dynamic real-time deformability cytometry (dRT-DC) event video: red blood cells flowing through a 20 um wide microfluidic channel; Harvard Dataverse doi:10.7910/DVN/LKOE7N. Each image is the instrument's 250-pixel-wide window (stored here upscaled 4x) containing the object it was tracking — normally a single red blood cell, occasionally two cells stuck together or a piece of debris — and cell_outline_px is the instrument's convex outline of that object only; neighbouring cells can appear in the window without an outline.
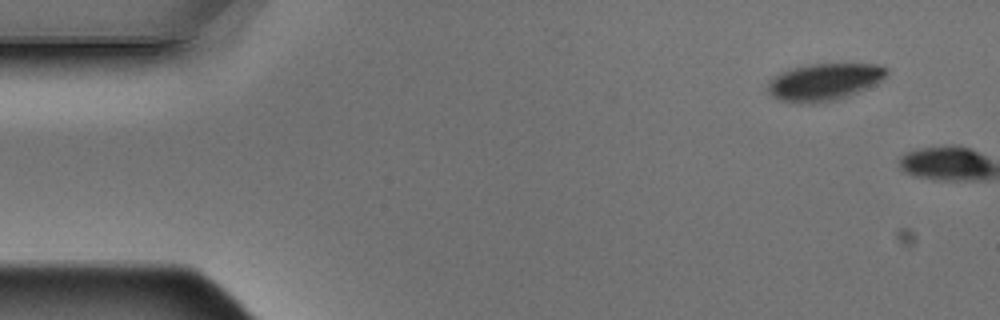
{"species": "Egyptian fruit bat (a non-hibernating species)", "species_latin": "Rousettus aegyptiacus", "temperature_condition": "warm", "stored_images_in_passage": 2, "camera_frame_rate_fps": 3000, "um_per_image_px": 0.085, "animal": {"sex": "male"}, "frame": {"image": 1, "passage_image": 1, "time_ms": 0.0, "image_size_px": [1000, 320], "cell_outline_px": [[888, 76], [856, 92], [832, 100], [780, 100], [772, 96], [768, 92], [768, 80], [780, 72], [792, 68], [808, 64], [880, 64], [888, 68]], "centroid_in_image_um": [70.07, 6.89], "position_along_channel_um": 14.9, "area_um2": 24.62}}